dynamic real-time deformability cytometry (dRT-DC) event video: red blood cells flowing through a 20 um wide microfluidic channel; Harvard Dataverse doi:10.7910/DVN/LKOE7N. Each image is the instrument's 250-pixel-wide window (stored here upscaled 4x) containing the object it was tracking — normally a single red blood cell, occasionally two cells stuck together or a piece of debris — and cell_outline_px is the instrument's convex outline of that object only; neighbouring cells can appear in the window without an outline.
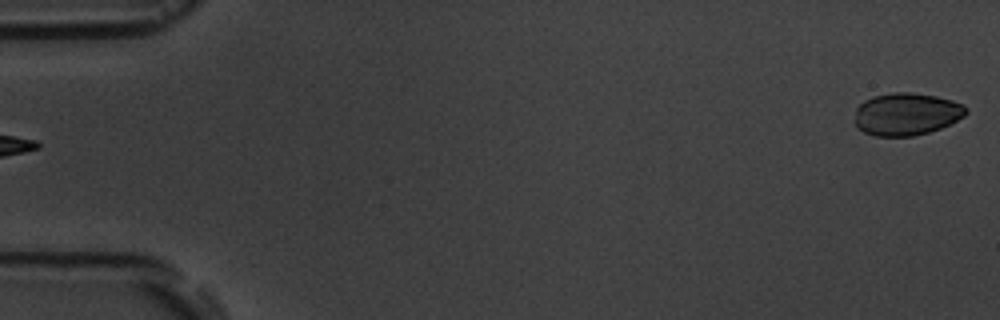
{"species": "common noctule bat (a hibernating species)", "species_latin": "Nyctalus noctula", "temperature_condition": "room temperature", "stored_images_in_passage": 5, "segment_of_instrument_passage": [2, 2], "camera_frame_rate_fps": 3000, "um_per_image_px": 0.085, "animal": {"sex": "male", "body_mass_g": 19.5, "forearm_length_mm": 54.6}, "frame": {"image": 1, "passage_image": 5, "time_ms": 5.667, "image_size_px": [1000, 320], "cell_outline_px": [[968, 112], [964, 116], [940, 128], [928, 132], [912, 136], [876, 136], [864, 132], [856, 128], [856, 108], [864, 100], [872, 96], [892, 92], [912, 92], [936, 96], [952, 100], [964, 104], [968, 108]], "centroid_in_image_um": [77.05, 9.68], "position_along_channel_um": 8.0, "area_um2": 27.63}}